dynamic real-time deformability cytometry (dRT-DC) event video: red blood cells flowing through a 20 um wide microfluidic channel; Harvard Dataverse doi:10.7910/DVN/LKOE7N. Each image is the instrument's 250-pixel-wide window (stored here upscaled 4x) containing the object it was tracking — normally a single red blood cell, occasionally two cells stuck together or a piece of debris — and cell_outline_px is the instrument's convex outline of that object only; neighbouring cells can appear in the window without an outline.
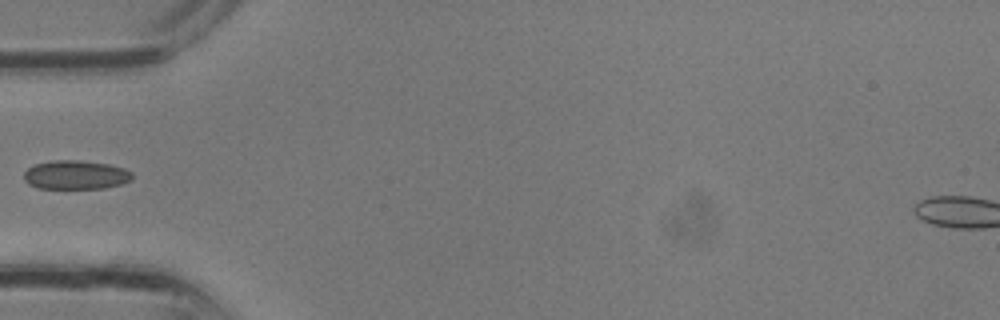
{"species": "common noctule bat (a hibernating species)", "species_latin": "Nyctalus noctula", "temperature_condition": "room temperature", "stored_images_in_passage": 19, "camera_frame_rate_fps": 3000, "um_per_image_px": 0.085, "animal": {"sex": "male", "body_mass_g": 13.3}, "frame": {"image": 1, "passage_image": 1, "time_ms": 0.0, "image_size_px": [1000, 320], "cell_outline_px": [[132, 180], [120, 184], [104, 188], [40, 188], [28, 184], [24, 180], [24, 172], [28, 168], [36, 164], [52, 160], [76, 160], [108, 164], [124, 168], [132, 172]], "centroid_in_image_um": [6.43, 14.86], "position_along_channel_um": 78.6, "area_um2": 18.15}}
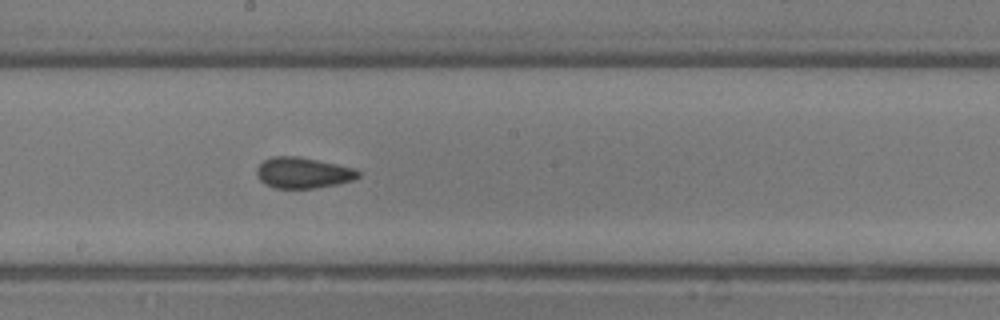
{"frame": {"image": 2, "passage_image": 8, "time_ms": 2.333, "image_size_px": [1000, 320], "cell_outline_px": [[360, 176], [352, 180], [336, 184], [312, 188], [272, 188], [264, 184], [256, 176], [256, 168], [264, 160], [272, 156], [296, 156], [356, 168], [360, 172]], "centroid_in_image_um": [25.72, 14.69], "position_along_channel_um": 222.5, "area_um2": 18.26}}
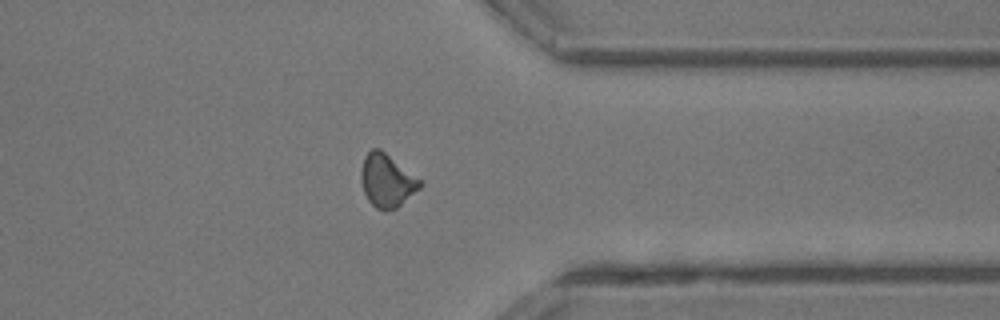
{"frame": {"image": 3, "passage_image": 16, "time_ms": 5.0, "image_size_px": [1000, 320], "cell_outline_px": [[420, 188], [396, 208], [376, 208], [368, 200], [364, 192], [360, 180], [360, 172], [364, 156], [372, 148], [380, 148], [420, 180]], "centroid_in_image_um": [32.83, 15.32], "position_along_channel_um": 378.6, "area_um2": 17.74}}